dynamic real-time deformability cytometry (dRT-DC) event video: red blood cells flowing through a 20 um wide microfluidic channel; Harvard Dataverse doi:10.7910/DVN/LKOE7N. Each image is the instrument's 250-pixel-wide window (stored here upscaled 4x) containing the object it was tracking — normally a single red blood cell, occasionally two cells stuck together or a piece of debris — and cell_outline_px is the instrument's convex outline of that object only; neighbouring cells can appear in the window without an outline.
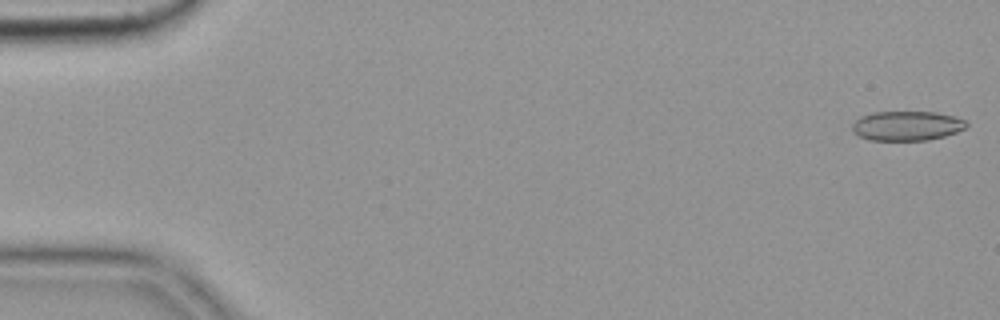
{"species": "common noctule bat (a hibernating species)", "species_latin": "Nyctalus noctula", "temperature_condition": "cold", "stored_images_in_passage": 55, "camera_frame_rate_fps": 3000, "um_per_image_px": 0.085, "animal": {"sex": "female", "body_mass_g": 19.9}, "frame": {"image": 1, "passage_image": 1, "time_ms": 0.0, "image_size_px": [1000, 320], "cell_outline_px": [[968, 124], [964, 128], [956, 132], [944, 136], [928, 140], [868, 140], [852, 132], [852, 124], [860, 116], [872, 112], [936, 112], [956, 116], [964, 120]], "centroid_in_image_um": [77.06, 10.69], "position_along_channel_um": 7.9, "area_um2": 19.71}}
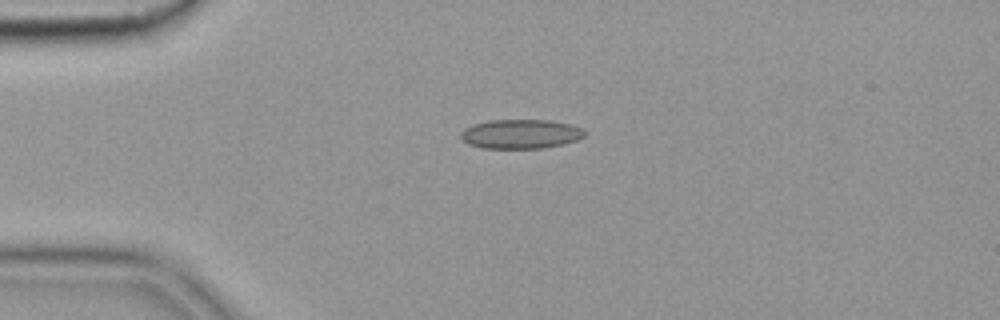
{"frame": {"image": 2, "passage_image": 13, "time_ms": 4.0, "image_size_px": [1000, 320], "cell_outline_px": [[584, 136], [576, 140], [564, 144], [544, 148], [480, 148], [468, 144], [460, 136], [460, 132], [464, 128], [472, 124], [488, 120], [548, 120], [568, 124], [584, 128]], "centroid_in_image_um": [44.22, 11.39], "position_along_channel_um": 40.8, "area_um2": 21.21}}
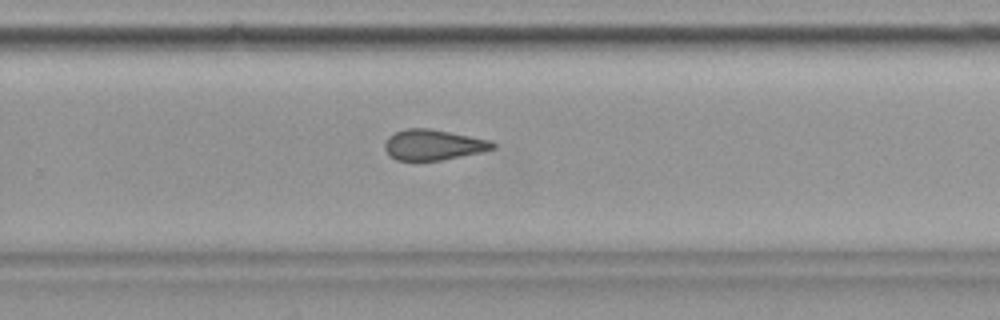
{"frame": {"image": 3, "passage_image": 36, "time_ms": 11.667, "image_size_px": [1000, 320], "cell_outline_px": [[496, 148], [480, 152], [440, 160], [396, 160], [384, 148], [384, 144], [388, 136], [404, 128], [428, 128], [492, 140], [496, 144]], "centroid_in_image_um": [36.84, 12.29], "position_along_channel_um": 293.0, "area_um2": 19.07}, "authors_computed_cell_mechanics": {"area_um2": 19.9988, "velocity_mm_per_s": 3.6464, "shape_relaxation_time_tau1_ms": null, "shape_relaxation_time_tau2_ms": 2.9437, "deformation_change_tau1": null, "deformation_change_tau2": 0.0933}}